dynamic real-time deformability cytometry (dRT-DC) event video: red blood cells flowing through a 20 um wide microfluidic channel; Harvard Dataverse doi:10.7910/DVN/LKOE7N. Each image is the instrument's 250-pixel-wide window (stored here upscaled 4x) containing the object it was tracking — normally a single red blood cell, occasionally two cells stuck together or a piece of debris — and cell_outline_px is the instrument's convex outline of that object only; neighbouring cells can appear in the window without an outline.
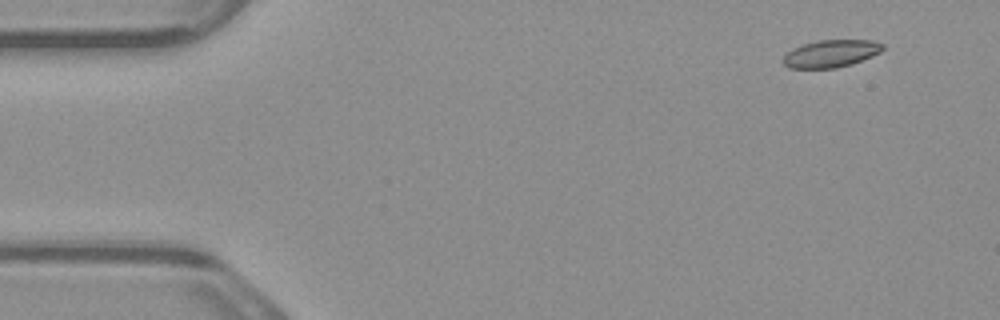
{"species": "common noctule bat (a hibernating species)", "species_latin": "Nyctalus noctula", "temperature_condition": "warm", "stored_images_in_passage": 4, "camera_frame_rate_fps": 3000, "um_per_image_px": 0.085, "animal": {"sex": "male", "body_mass_g": 23.1, "forearm_length_mm": 52.7}, "frame": {"image": 1, "passage_image": 1, "time_ms": 0.0, "image_size_px": [1000, 320], "cell_outline_px": [[884, 48], [880, 52], [872, 56], [852, 64], [836, 68], [788, 68], [780, 60], [792, 48], [804, 44], [820, 40], [872, 40], [884, 44]], "centroid_in_image_um": [70.62, 4.56], "position_along_channel_um": 14.4, "area_um2": 15.95}}
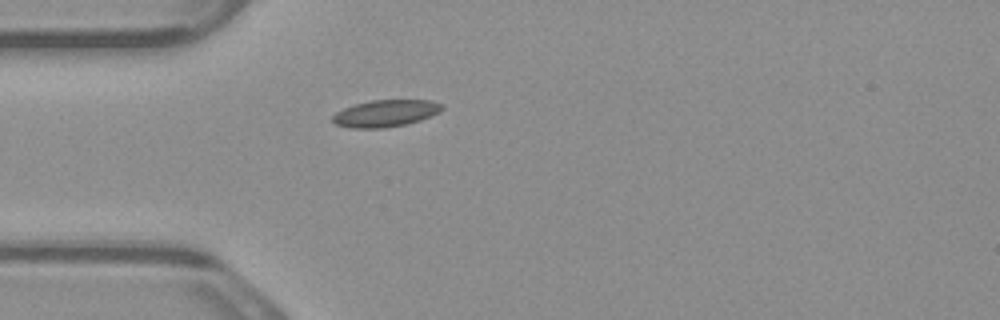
{"frame": {"image": 2, "passage_image": 4, "time_ms": 1.0, "image_size_px": [1000, 320], "cell_outline_px": [[444, 108], [440, 112], [420, 120], [408, 124], [384, 128], [352, 128], [336, 124], [332, 120], [332, 116], [336, 112], [344, 108], [356, 104], [372, 100], [432, 100], [440, 104]], "centroid_in_image_um": [32.78, 9.64], "position_along_channel_um": 52.2, "area_um2": 17.11}}